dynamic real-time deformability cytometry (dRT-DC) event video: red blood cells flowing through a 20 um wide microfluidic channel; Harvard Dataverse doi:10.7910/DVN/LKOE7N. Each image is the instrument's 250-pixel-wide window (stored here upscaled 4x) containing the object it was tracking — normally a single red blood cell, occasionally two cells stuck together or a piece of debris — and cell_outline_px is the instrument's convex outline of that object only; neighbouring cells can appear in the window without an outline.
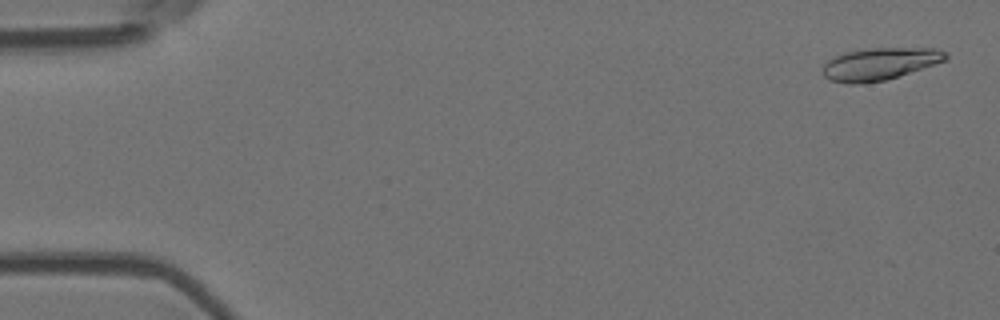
{"species": "Egyptian fruit bat (a non-hibernating species)", "species_latin": "Rousettus aegyptiacus", "temperature_condition": "room temperature", "stored_images_in_passage": 4, "camera_frame_rate_fps": 3000, "um_per_image_px": 0.085, "animal": {"sex": "female"}, "frame": {"image": 1, "passage_image": 1, "time_ms": 0.0, "image_size_px": [1000, 320], "cell_outline_px": [[948, 60], [884, 80], [860, 84], [848, 84], [828, 80], [824, 76], [824, 64], [828, 60], [836, 56], [848, 52], [868, 48], [936, 48], [944, 52], [948, 56]], "centroid_in_image_um": [74.78, 5.43], "position_along_channel_um": 10.2, "area_um2": 22.89}}
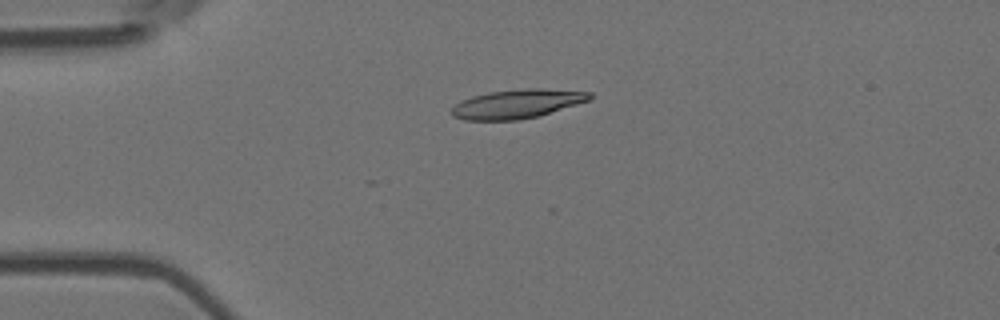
{"frame": {"image": 2, "passage_image": 4, "time_ms": 1.0, "image_size_px": [1000, 320], "cell_outline_px": [[592, 100], [540, 116], [516, 120], [464, 120], [452, 116], [452, 108], [460, 100], [472, 96], [488, 92], [524, 88], [540, 88], [592, 92]], "centroid_in_image_um": [43.99, 8.82], "position_along_channel_um": 41.0, "area_um2": 23.58}}